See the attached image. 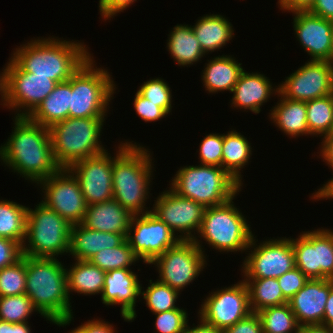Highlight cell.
<instances>
[{
    "mask_svg": "<svg viewBox=\"0 0 333 333\" xmlns=\"http://www.w3.org/2000/svg\"><path fill=\"white\" fill-rule=\"evenodd\" d=\"M331 279H309L289 301L300 326L322 324Z\"/></svg>",
    "mask_w": 333,
    "mask_h": 333,
    "instance_id": "cell-22",
    "label": "cell"
},
{
    "mask_svg": "<svg viewBox=\"0 0 333 333\" xmlns=\"http://www.w3.org/2000/svg\"><path fill=\"white\" fill-rule=\"evenodd\" d=\"M105 119L68 117L49 128L54 158L61 168L107 151L100 141Z\"/></svg>",
    "mask_w": 333,
    "mask_h": 333,
    "instance_id": "cell-8",
    "label": "cell"
},
{
    "mask_svg": "<svg viewBox=\"0 0 333 333\" xmlns=\"http://www.w3.org/2000/svg\"><path fill=\"white\" fill-rule=\"evenodd\" d=\"M13 118L14 129L0 145V162L14 174L37 185L61 169L54 158L49 128L28 116Z\"/></svg>",
    "mask_w": 333,
    "mask_h": 333,
    "instance_id": "cell-1",
    "label": "cell"
},
{
    "mask_svg": "<svg viewBox=\"0 0 333 333\" xmlns=\"http://www.w3.org/2000/svg\"><path fill=\"white\" fill-rule=\"evenodd\" d=\"M307 124L312 138L333 130V94L306 101Z\"/></svg>",
    "mask_w": 333,
    "mask_h": 333,
    "instance_id": "cell-35",
    "label": "cell"
},
{
    "mask_svg": "<svg viewBox=\"0 0 333 333\" xmlns=\"http://www.w3.org/2000/svg\"><path fill=\"white\" fill-rule=\"evenodd\" d=\"M278 92V86H274L264 73L244 70L231 92L233 95L229 102L230 107L259 114L262 106Z\"/></svg>",
    "mask_w": 333,
    "mask_h": 333,
    "instance_id": "cell-23",
    "label": "cell"
},
{
    "mask_svg": "<svg viewBox=\"0 0 333 333\" xmlns=\"http://www.w3.org/2000/svg\"><path fill=\"white\" fill-rule=\"evenodd\" d=\"M322 325L333 328V279H331L330 294L325 304V312Z\"/></svg>",
    "mask_w": 333,
    "mask_h": 333,
    "instance_id": "cell-55",
    "label": "cell"
},
{
    "mask_svg": "<svg viewBox=\"0 0 333 333\" xmlns=\"http://www.w3.org/2000/svg\"><path fill=\"white\" fill-rule=\"evenodd\" d=\"M178 169L169 181L170 188L206 208L224 204L243 190V186L222 167L199 164Z\"/></svg>",
    "mask_w": 333,
    "mask_h": 333,
    "instance_id": "cell-7",
    "label": "cell"
},
{
    "mask_svg": "<svg viewBox=\"0 0 333 333\" xmlns=\"http://www.w3.org/2000/svg\"><path fill=\"white\" fill-rule=\"evenodd\" d=\"M38 310L26 294L0 297V320L9 323L29 322L28 319Z\"/></svg>",
    "mask_w": 333,
    "mask_h": 333,
    "instance_id": "cell-39",
    "label": "cell"
},
{
    "mask_svg": "<svg viewBox=\"0 0 333 333\" xmlns=\"http://www.w3.org/2000/svg\"><path fill=\"white\" fill-rule=\"evenodd\" d=\"M315 0H278L277 4L280 10L284 12L308 11Z\"/></svg>",
    "mask_w": 333,
    "mask_h": 333,
    "instance_id": "cell-51",
    "label": "cell"
},
{
    "mask_svg": "<svg viewBox=\"0 0 333 333\" xmlns=\"http://www.w3.org/2000/svg\"><path fill=\"white\" fill-rule=\"evenodd\" d=\"M105 151L99 155L80 160L68 169L78 179L87 205L113 199L114 156Z\"/></svg>",
    "mask_w": 333,
    "mask_h": 333,
    "instance_id": "cell-19",
    "label": "cell"
},
{
    "mask_svg": "<svg viewBox=\"0 0 333 333\" xmlns=\"http://www.w3.org/2000/svg\"><path fill=\"white\" fill-rule=\"evenodd\" d=\"M117 146L112 172L113 199L131 215L150 212L152 208L146 204L151 200L149 190H152V177L156 171L153 152L149 147L127 139Z\"/></svg>",
    "mask_w": 333,
    "mask_h": 333,
    "instance_id": "cell-2",
    "label": "cell"
},
{
    "mask_svg": "<svg viewBox=\"0 0 333 333\" xmlns=\"http://www.w3.org/2000/svg\"><path fill=\"white\" fill-rule=\"evenodd\" d=\"M29 322L24 323H9L0 320V333H32Z\"/></svg>",
    "mask_w": 333,
    "mask_h": 333,
    "instance_id": "cell-53",
    "label": "cell"
},
{
    "mask_svg": "<svg viewBox=\"0 0 333 333\" xmlns=\"http://www.w3.org/2000/svg\"><path fill=\"white\" fill-rule=\"evenodd\" d=\"M293 31L308 60L329 61L333 45V21L308 11L292 12Z\"/></svg>",
    "mask_w": 333,
    "mask_h": 333,
    "instance_id": "cell-20",
    "label": "cell"
},
{
    "mask_svg": "<svg viewBox=\"0 0 333 333\" xmlns=\"http://www.w3.org/2000/svg\"><path fill=\"white\" fill-rule=\"evenodd\" d=\"M0 71V105L7 106V63Z\"/></svg>",
    "mask_w": 333,
    "mask_h": 333,
    "instance_id": "cell-56",
    "label": "cell"
},
{
    "mask_svg": "<svg viewBox=\"0 0 333 333\" xmlns=\"http://www.w3.org/2000/svg\"><path fill=\"white\" fill-rule=\"evenodd\" d=\"M28 206L18 202L0 199V237L23 245L26 237Z\"/></svg>",
    "mask_w": 333,
    "mask_h": 333,
    "instance_id": "cell-34",
    "label": "cell"
},
{
    "mask_svg": "<svg viewBox=\"0 0 333 333\" xmlns=\"http://www.w3.org/2000/svg\"><path fill=\"white\" fill-rule=\"evenodd\" d=\"M26 255L0 270V297L25 294Z\"/></svg>",
    "mask_w": 333,
    "mask_h": 333,
    "instance_id": "cell-40",
    "label": "cell"
},
{
    "mask_svg": "<svg viewBox=\"0 0 333 333\" xmlns=\"http://www.w3.org/2000/svg\"><path fill=\"white\" fill-rule=\"evenodd\" d=\"M155 333H184L189 321L188 312L182 307L155 313Z\"/></svg>",
    "mask_w": 333,
    "mask_h": 333,
    "instance_id": "cell-42",
    "label": "cell"
},
{
    "mask_svg": "<svg viewBox=\"0 0 333 333\" xmlns=\"http://www.w3.org/2000/svg\"><path fill=\"white\" fill-rule=\"evenodd\" d=\"M278 101L269 112V119L276 128L289 138L312 136L307 124V109L305 101H294L283 97L279 92Z\"/></svg>",
    "mask_w": 333,
    "mask_h": 333,
    "instance_id": "cell-27",
    "label": "cell"
},
{
    "mask_svg": "<svg viewBox=\"0 0 333 333\" xmlns=\"http://www.w3.org/2000/svg\"><path fill=\"white\" fill-rule=\"evenodd\" d=\"M308 12L326 20L333 21V0H315Z\"/></svg>",
    "mask_w": 333,
    "mask_h": 333,
    "instance_id": "cell-52",
    "label": "cell"
},
{
    "mask_svg": "<svg viewBox=\"0 0 333 333\" xmlns=\"http://www.w3.org/2000/svg\"><path fill=\"white\" fill-rule=\"evenodd\" d=\"M90 56L70 78L69 117L106 118L118 87L109 70Z\"/></svg>",
    "mask_w": 333,
    "mask_h": 333,
    "instance_id": "cell-6",
    "label": "cell"
},
{
    "mask_svg": "<svg viewBox=\"0 0 333 333\" xmlns=\"http://www.w3.org/2000/svg\"><path fill=\"white\" fill-rule=\"evenodd\" d=\"M263 333H299L301 326L288 303L257 312Z\"/></svg>",
    "mask_w": 333,
    "mask_h": 333,
    "instance_id": "cell-36",
    "label": "cell"
},
{
    "mask_svg": "<svg viewBox=\"0 0 333 333\" xmlns=\"http://www.w3.org/2000/svg\"><path fill=\"white\" fill-rule=\"evenodd\" d=\"M204 70L201 72L202 84L207 94L220 92H232L241 73L245 70L242 63L238 62L234 55H219L207 59Z\"/></svg>",
    "mask_w": 333,
    "mask_h": 333,
    "instance_id": "cell-26",
    "label": "cell"
},
{
    "mask_svg": "<svg viewBox=\"0 0 333 333\" xmlns=\"http://www.w3.org/2000/svg\"><path fill=\"white\" fill-rule=\"evenodd\" d=\"M68 333H117L116 328L109 321H105L102 318H92L87 322L81 323V325L73 328Z\"/></svg>",
    "mask_w": 333,
    "mask_h": 333,
    "instance_id": "cell-50",
    "label": "cell"
},
{
    "mask_svg": "<svg viewBox=\"0 0 333 333\" xmlns=\"http://www.w3.org/2000/svg\"><path fill=\"white\" fill-rule=\"evenodd\" d=\"M249 293V304L252 312L268 307L288 303L284 298L277 278H244Z\"/></svg>",
    "mask_w": 333,
    "mask_h": 333,
    "instance_id": "cell-33",
    "label": "cell"
},
{
    "mask_svg": "<svg viewBox=\"0 0 333 333\" xmlns=\"http://www.w3.org/2000/svg\"><path fill=\"white\" fill-rule=\"evenodd\" d=\"M299 333H333V328L322 324L305 325L301 326Z\"/></svg>",
    "mask_w": 333,
    "mask_h": 333,
    "instance_id": "cell-57",
    "label": "cell"
},
{
    "mask_svg": "<svg viewBox=\"0 0 333 333\" xmlns=\"http://www.w3.org/2000/svg\"><path fill=\"white\" fill-rule=\"evenodd\" d=\"M168 188L157 195L151 212L180 240H193L200 230L206 207Z\"/></svg>",
    "mask_w": 333,
    "mask_h": 333,
    "instance_id": "cell-15",
    "label": "cell"
},
{
    "mask_svg": "<svg viewBox=\"0 0 333 333\" xmlns=\"http://www.w3.org/2000/svg\"><path fill=\"white\" fill-rule=\"evenodd\" d=\"M330 63L333 64V45H332V51H331V57H330Z\"/></svg>",
    "mask_w": 333,
    "mask_h": 333,
    "instance_id": "cell-59",
    "label": "cell"
},
{
    "mask_svg": "<svg viewBox=\"0 0 333 333\" xmlns=\"http://www.w3.org/2000/svg\"><path fill=\"white\" fill-rule=\"evenodd\" d=\"M277 280L284 298L289 301L304 287L309 278L299 268L294 267L292 270L277 278Z\"/></svg>",
    "mask_w": 333,
    "mask_h": 333,
    "instance_id": "cell-45",
    "label": "cell"
},
{
    "mask_svg": "<svg viewBox=\"0 0 333 333\" xmlns=\"http://www.w3.org/2000/svg\"><path fill=\"white\" fill-rule=\"evenodd\" d=\"M322 142L319 145V152H317L316 155L317 158L321 157L326 165H328V168L330 167L333 171V132L325 135L321 138ZM333 184V178L329 179L325 184H322L320 188L315 190L314 193L311 194L309 198L311 200H314L315 202L318 200V198Z\"/></svg>",
    "mask_w": 333,
    "mask_h": 333,
    "instance_id": "cell-46",
    "label": "cell"
},
{
    "mask_svg": "<svg viewBox=\"0 0 333 333\" xmlns=\"http://www.w3.org/2000/svg\"><path fill=\"white\" fill-rule=\"evenodd\" d=\"M152 280L153 279L149 280L146 290H144L142 284L140 287V298L145 300V305H147L148 310H150L152 314H155L179 308V306H177V299H179L181 293L171 288L169 285L161 283L157 279L156 281Z\"/></svg>",
    "mask_w": 333,
    "mask_h": 333,
    "instance_id": "cell-37",
    "label": "cell"
},
{
    "mask_svg": "<svg viewBox=\"0 0 333 333\" xmlns=\"http://www.w3.org/2000/svg\"><path fill=\"white\" fill-rule=\"evenodd\" d=\"M126 240L146 266L180 241L168 225L151 211L132 216Z\"/></svg>",
    "mask_w": 333,
    "mask_h": 333,
    "instance_id": "cell-17",
    "label": "cell"
},
{
    "mask_svg": "<svg viewBox=\"0 0 333 333\" xmlns=\"http://www.w3.org/2000/svg\"><path fill=\"white\" fill-rule=\"evenodd\" d=\"M134 110L136 114L144 120V122H157L166 118L169 114L161 107L144 98L138 91L135 93L133 100Z\"/></svg>",
    "mask_w": 333,
    "mask_h": 333,
    "instance_id": "cell-44",
    "label": "cell"
},
{
    "mask_svg": "<svg viewBox=\"0 0 333 333\" xmlns=\"http://www.w3.org/2000/svg\"><path fill=\"white\" fill-rule=\"evenodd\" d=\"M38 203L34 209H27L23 255L45 258L67 256L72 225L41 201Z\"/></svg>",
    "mask_w": 333,
    "mask_h": 333,
    "instance_id": "cell-9",
    "label": "cell"
},
{
    "mask_svg": "<svg viewBox=\"0 0 333 333\" xmlns=\"http://www.w3.org/2000/svg\"><path fill=\"white\" fill-rule=\"evenodd\" d=\"M137 0H99V13L103 20H111L118 13L130 8Z\"/></svg>",
    "mask_w": 333,
    "mask_h": 333,
    "instance_id": "cell-48",
    "label": "cell"
},
{
    "mask_svg": "<svg viewBox=\"0 0 333 333\" xmlns=\"http://www.w3.org/2000/svg\"><path fill=\"white\" fill-rule=\"evenodd\" d=\"M205 298L197 317L223 331L252 313L248 288L243 279L228 287L212 290Z\"/></svg>",
    "mask_w": 333,
    "mask_h": 333,
    "instance_id": "cell-13",
    "label": "cell"
},
{
    "mask_svg": "<svg viewBox=\"0 0 333 333\" xmlns=\"http://www.w3.org/2000/svg\"><path fill=\"white\" fill-rule=\"evenodd\" d=\"M184 333H224V331L207 324L198 317L197 325L193 323V326H190L188 321Z\"/></svg>",
    "mask_w": 333,
    "mask_h": 333,
    "instance_id": "cell-54",
    "label": "cell"
},
{
    "mask_svg": "<svg viewBox=\"0 0 333 333\" xmlns=\"http://www.w3.org/2000/svg\"><path fill=\"white\" fill-rule=\"evenodd\" d=\"M125 240L124 234L95 231L81 223L75 224L71 227L68 255L74 260L88 261L100 250L119 246Z\"/></svg>",
    "mask_w": 333,
    "mask_h": 333,
    "instance_id": "cell-25",
    "label": "cell"
},
{
    "mask_svg": "<svg viewBox=\"0 0 333 333\" xmlns=\"http://www.w3.org/2000/svg\"><path fill=\"white\" fill-rule=\"evenodd\" d=\"M191 27L205 53H212L224 48L235 37L232 23L221 14H205Z\"/></svg>",
    "mask_w": 333,
    "mask_h": 333,
    "instance_id": "cell-28",
    "label": "cell"
},
{
    "mask_svg": "<svg viewBox=\"0 0 333 333\" xmlns=\"http://www.w3.org/2000/svg\"><path fill=\"white\" fill-rule=\"evenodd\" d=\"M224 333H263V330L258 314L252 312L233 326L226 328Z\"/></svg>",
    "mask_w": 333,
    "mask_h": 333,
    "instance_id": "cell-49",
    "label": "cell"
},
{
    "mask_svg": "<svg viewBox=\"0 0 333 333\" xmlns=\"http://www.w3.org/2000/svg\"><path fill=\"white\" fill-rule=\"evenodd\" d=\"M295 267L309 279H333V230L302 231L292 238Z\"/></svg>",
    "mask_w": 333,
    "mask_h": 333,
    "instance_id": "cell-12",
    "label": "cell"
},
{
    "mask_svg": "<svg viewBox=\"0 0 333 333\" xmlns=\"http://www.w3.org/2000/svg\"><path fill=\"white\" fill-rule=\"evenodd\" d=\"M91 55L93 53L81 40L68 41L63 37L49 36L31 38L14 48L11 58L34 76L62 83L68 81Z\"/></svg>",
    "mask_w": 333,
    "mask_h": 333,
    "instance_id": "cell-3",
    "label": "cell"
},
{
    "mask_svg": "<svg viewBox=\"0 0 333 333\" xmlns=\"http://www.w3.org/2000/svg\"><path fill=\"white\" fill-rule=\"evenodd\" d=\"M332 200L333 199V184L318 198L317 201L319 200Z\"/></svg>",
    "mask_w": 333,
    "mask_h": 333,
    "instance_id": "cell-58",
    "label": "cell"
},
{
    "mask_svg": "<svg viewBox=\"0 0 333 333\" xmlns=\"http://www.w3.org/2000/svg\"><path fill=\"white\" fill-rule=\"evenodd\" d=\"M207 261L206 255L193 240H180L149 265L155 266L159 274L158 281L181 293L203 273Z\"/></svg>",
    "mask_w": 333,
    "mask_h": 333,
    "instance_id": "cell-10",
    "label": "cell"
},
{
    "mask_svg": "<svg viewBox=\"0 0 333 333\" xmlns=\"http://www.w3.org/2000/svg\"><path fill=\"white\" fill-rule=\"evenodd\" d=\"M41 202L67 220L71 225L80 224L87 211V203L81 192L78 179L68 168L40 181Z\"/></svg>",
    "mask_w": 333,
    "mask_h": 333,
    "instance_id": "cell-14",
    "label": "cell"
},
{
    "mask_svg": "<svg viewBox=\"0 0 333 333\" xmlns=\"http://www.w3.org/2000/svg\"><path fill=\"white\" fill-rule=\"evenodd\" d=\"M235 198L236 196L224 204L207 207L205 210L200 230L193 241L207 258L203 246L205 242L222 254L246 253L252 237L255 236L247 217L235 205Z\"/></svg>",
    "mask_w": 333,
    "mask_h": 333,
    "instance_id": "cell-5",
    "label": "cell"
},
{
    "mask_svg": "<svg viewBox=\"0 0 333 333\" xmlns=\"http://www.w3.org/2000/svg\"><path fill=\"white\" fill-rule=\"evenodd\" d=\"M256 238L252 237L247 255L243 257L242 278H279L295 267L291 237H270L260 243Z\"/></svg>",
    "mask_w": 333,
    "mask_h": 333,
    "instance_id": "cell-11",
    "label": "cell"
},
{
    "mask_svg": "<svg viewBox=\"0 0 333 333\" xmlns=\"http://www.w3.org/2000/svg\"><path fill=\"white\" fill-rule=\"evenodd\" d=\"M132 268L109 270L105 274L101 301L106 306L120 305L121 317L133 322L136 317V303L141 301V281Z\"/></svg>",
    "mask_w": 333,
    "mask_h": 333,
    "instance_id": "cell-21",
    "label": "cell"
},
{
    "mask_svg": "<svg viewBox=\"0 0 333 333\" xmlns=\"http://www.w3.org/2000/svg\"><path fill=\"white\" fill-rule=\"evenodd\" d=\"M251 144L247 137L235 129L223 133L222 168L242 186L244 183L241 171L252 159Z\"/></svg>",
    "mask_w": 333,
    "mask_h": 333,
    "instance_id": "cell-30",
    "label": "cell"
},
{
    "mask_svg": "<svg viewBox=\"0 0 333 333\" xmlns=\"http://www.w3.org/2000/svg\"><path fill=\"white\" fill-rule=\"evenodd\" d=\"M223 134L210 133L205 135L199 145L198 159L202 165L222 167Z\"/></svg>",
    "mask_w": 333,
    "mask_h": 333,
    "instance_id": "cell-43",
    "label": "cell"
},
{
    "mask_svg": "<svg viewBox=\"0 0 333 333\" xmlns=\"http://www.w3.org/2000/svg\"><path fill=\"white\" fill-rule=\"evenodd\" d=\"M70 79L57 83L54 90L28 116L32 121L50 128L69 117Z\"/></svg>",
    "mask_w": 333,
    "mask_h": 333,
    "instance_id": "cell-31",
    "label": "cell"
},
{
    "mask_svg": "<svg viewBox=\"0 0 333 333\" xmlns=\"http://www.w3.org/2000/svg\"><path fill=\"white\" fill-rule=\"evenodd\" d=\"M169 32L166 43L167 51L178 66L191 67L190 65H194L204 56L206 57L191 25L177 24Z\"/></svg>",
    "mask_w": 333,
    "mask_h": 333,
    "instance_id": "cell-29",
    "label": "cell"
},
{
    "mask_svg": "<svg viewBox=\"0 0 333 333\" xmlns=\"http://www.w3.org/2000/svg\"><path fill=\"white\" fill-rule=\"evenodd\" d=\"M131 215L115 199L88 205L81 224L91 230L127 236Z\"/></svg>",
    "mask_w": 333,
    "mask_h": 333,
    "instance_id": "cell-24",
    "label": "cell"
},
{
    "mask_svg": "<svg viewBox=\"0 0 333 333\" xmlns=\"http://www.w3.org/2000/svg\"><path fill=\"white\" fill-rule=\"evenodd\" d=\"M278 85L279 93L294 101H309L333 94V64L307 60Z\"/></svg>",
    "mask_w": 333,
    "mask_h": 333,
    "instance_id": "cell-18",
    "label": "cell"
},
{
    "mask_svg": "<svg viewBox=\"0 0 333 333\" xmlns=\"http://www.w3.org/2000/svg\"><path fill=\"white\" fill-rule=\"evenodd\" d=\"M22 256V246L18 242L0 237V270L14 264Z\"/></svg>",
    "mask_w": 333,
    "mask_h": 333,
    "instance_id": "cell-47",
    "label": "cell"
},
{
    "mask_svg": "<svg viewBox=\"0 0 333 333\" xmlns=\"http://www.w3.org/2000/svg\"><path fill=\"white\" fill-rule=\"evenodd\" d=\"M91 264L98 266L101 270L108 272L114 269L131 268L141 261L133 249L125 240L119 246L100 250L88 260Z\"/></svg>",
    "mask_w": 333,
    "mask_h": 333,
    "instance_id": "cell-38",
    "label": "cell"
},
{
    "mask_svg": "<svg viewBox=\"0 0 333 333\" xmlns=\"http://www.w3.org/2000/svg\"><path fill=\"white\" fill-rule=\"evenodd\" d=\"M25 294L46 321L65 328L74 321L66 266L59 259L26 256Z\"/></svg>",
    "mask_w": 333,
    "mask_h": 333,
    "instance_id": "cell-4",
    "label": "cell"
},
{
    "mask_svg": "<svg viewBox=\"0 0 333 333\" xmlns=\"http://www.w3.org/2000/svg\"><path fill=\"white\" fill-rule=\"evenodd\" d=\"M7 62V106L14 116H29L57 85L52 79L24 71L11 57Z\"/></svg>",
    "mask_w": 333,
    "mask_h": 333,
    "instance_id": "cell-16",
    "label": "cell"
},
{
    "mask_svg": "<svg viewBox=\"0 0 333 333\" xmlns=\"http://www.w3.org/2000/svg\"><path fill=\"white\" fill-rule=\"evenodd\" d=\"M137 91L152 103L163 108L169 115L172 113V90L166 80L161 77L150 78L139 86Z\"/></svg>",
    "mask_w": 333,
    "mask_h": 333,
    "instance_id": "cell-41",
    "label": "cell"
},
{
    "mask_svg": "<svg viewBox=\"0 0 333 333\" xmlns=\"http://www.w3.org/2000/svg\"><path fill=\"white\" fill-rule=\"evenodd\" d=\"M68 294L72 292L85 296L102 295L106 272L89 261L74 260L66 266Z\"/></svg>",
    "mask_w": 333,
    "mask_h": 333,
    "instance_id": "cell-32",
    "label": "cell"
}]
</instances>
